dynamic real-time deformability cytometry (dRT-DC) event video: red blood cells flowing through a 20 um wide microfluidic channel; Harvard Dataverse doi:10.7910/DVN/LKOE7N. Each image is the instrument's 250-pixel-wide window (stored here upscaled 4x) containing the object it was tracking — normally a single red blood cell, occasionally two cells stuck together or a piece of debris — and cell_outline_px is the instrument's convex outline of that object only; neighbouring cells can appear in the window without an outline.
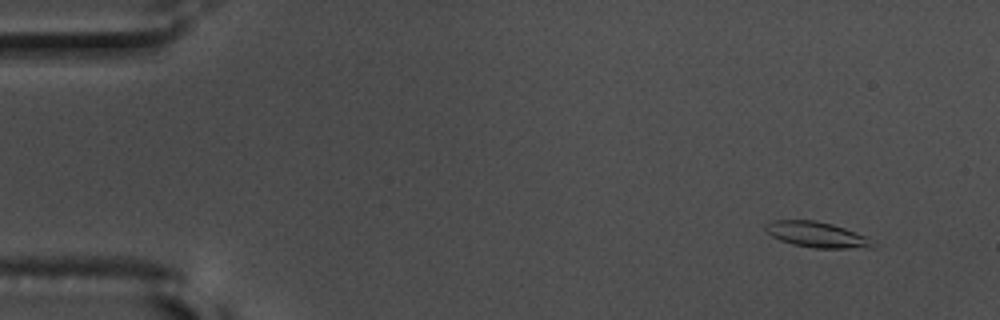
{"species": "common noctule bat (a hibernating species)", "species_latin": "Nyctalus noctula", "temperature_condition": "warm", "stored_images_in_passage": 53, "camera_frame_rate_fps": 3000, "um_per_image_px": 0.085, "animal": {"sex": "male", "body_mass_g": 17.5, "forearm_length_mm": 52.3}, "frame": {"image": 1, "passage_image": 1, "time_ms": 0.0, "image_size_px": [1000, 320], "cell_outline_px": [[876, 248], [812, 248], [792, 244], [780, 240], [772, 236], [764, 228], [764, 224], [772, 220], [816, 220], [832, 224], [844, 228], [864, 236]], "centroid_in_image_um": [69.36, 19.94], "position_along_channel_um": 15.6, "area_um2": 15.84}}
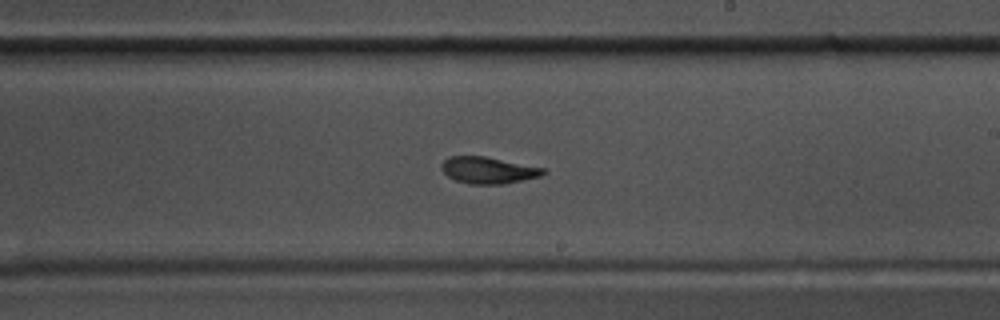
{"frame": {"image": 2, "passage_image": 30, "time_ms": 9.667, "image_size_px": [1000, 320], "cell_outline_px": [[548, 172], [540, 176], [504, 184], [468, 184], [456, 180], [448, 176], [440, 168], [440, 164], [448, 156], [484, 156], [544, 168]], "centroid_in_image_um": [41.47, 14.47], "position_along_channel_um": 247.5, "area_um2": 15.78}}
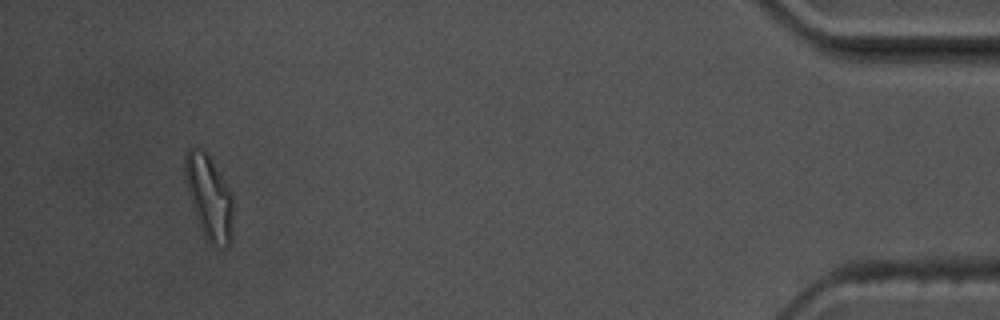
{"frame": {"image": 3, "passage_image": 50, "time_ms": 16.333, "image_size_px": [1000, 320], "cell_outline_px": [[232, 236], [228, 244], [224, 248], [208, 240], [204, 236], [192, 204], [184, 172], [184, 152], [188, 148], [200, 148], [208, 152], [232, 196]], "centroid_in_image_um": [17.76, 16.69], "position_along_channel_um": 417.4, "area_um2": 23.06}, "authors_computed_cell_mechanics": {"area_um2": 15.9528, "velocity_mm_per_s": 3.6059, "shape_relaxation_time_tau1_ms": 3.1438, "shape_relaxation_time_tau2_ms": 2.3249, "deformation_change_tau1": 0.1619, "deformation_change_tau2": 0.0977}}